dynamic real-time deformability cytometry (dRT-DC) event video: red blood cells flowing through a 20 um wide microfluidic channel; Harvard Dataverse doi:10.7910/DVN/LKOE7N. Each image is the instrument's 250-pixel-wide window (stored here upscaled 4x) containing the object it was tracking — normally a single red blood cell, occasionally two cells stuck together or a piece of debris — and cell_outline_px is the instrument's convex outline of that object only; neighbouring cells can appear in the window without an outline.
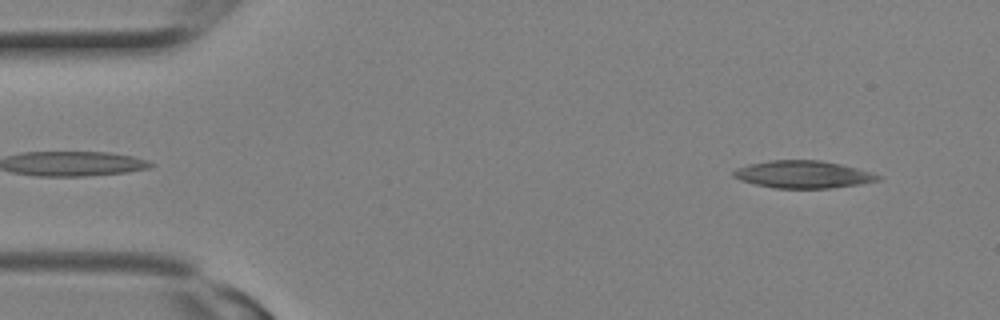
{"species": "Egyptian fruit bat (a non-hibernating species)", "species_latin": "Rousettus aegyptiacus", "temperature_condition": "room temperature", "stored_images_in_passage": 2, "camera_frame_rate_fps": 3000, "um_per_image_px": 0.085, "animal": {"sex": "female"}, "frame": {"image": 1, "passage_image": 2, "time_ms": 0.333, "image_size_px": [1000, 320], "cell_outline_px": [[880, 180], [860, 184], [828, 188], [776, 188], [756, 184], [740, 180], [732, 176], [732, 172], [736, 168], [748, 164], [772, 160], [820, 160], [840, 164], [856, 168], [880, 176]], "centroid_in_image_um": [68.21, 14.82], "position_along_channel_um": 16.8, "area_um2": 22.83}}